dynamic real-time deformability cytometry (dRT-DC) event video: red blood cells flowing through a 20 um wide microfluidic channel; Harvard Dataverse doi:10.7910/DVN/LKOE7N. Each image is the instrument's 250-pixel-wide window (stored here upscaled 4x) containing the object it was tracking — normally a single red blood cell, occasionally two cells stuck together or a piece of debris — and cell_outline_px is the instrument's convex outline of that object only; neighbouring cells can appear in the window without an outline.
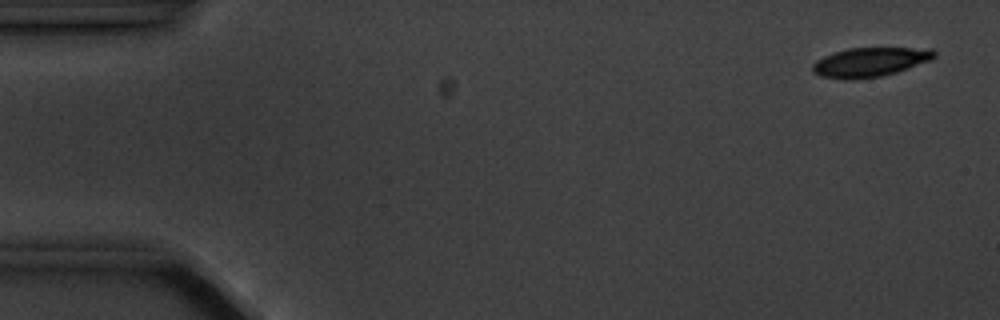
{"species": "common noctule bat (a hibernating species)", "species_latin": "Nyctalus noctula", "temperature_condition": "cold", "stored_images_in_passage": 6, "camera_frame_rate_fps": 3000, "um_per_image_px": 0.085, "animal": {"sex": "male", "body_mass_g": 20.1, "forearm_length_mm": 53.5}, "frame": {"image": 1, "passage_image": 1, "time_ms": 0.0, "image_size_px": [1000, 320], "cell_outline_px": [[936, 56], [932, 60], [896, 72], [880, 76], [856, 80], [844, 80], [820, 76], [812, 72], [812, 64], [816, 60], [832, 52], [848, 48], [932, 48], [936, 52]], "centroid_in_image_um": [73.93, 5.28], "position_along_channel_um": 11.1, "area_um2": 21.04}}